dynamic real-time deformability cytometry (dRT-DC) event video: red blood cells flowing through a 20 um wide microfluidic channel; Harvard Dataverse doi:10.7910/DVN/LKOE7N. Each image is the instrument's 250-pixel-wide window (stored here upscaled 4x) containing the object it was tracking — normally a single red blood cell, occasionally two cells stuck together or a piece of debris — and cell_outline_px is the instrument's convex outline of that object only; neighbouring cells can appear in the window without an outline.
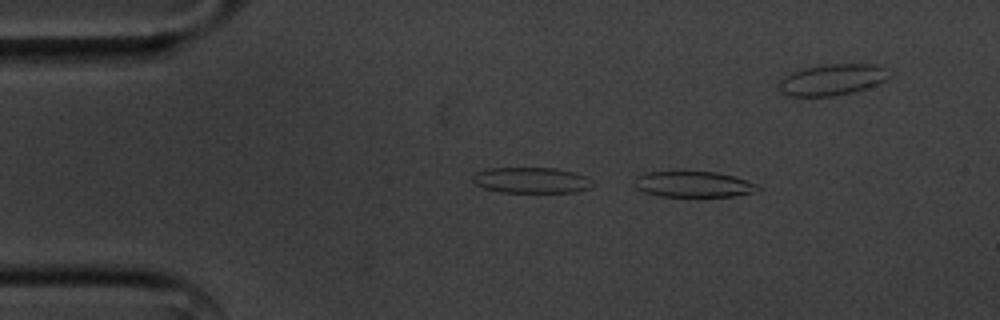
{"species": "common noctule bat (a hibernating species)", "species_latin": "Nyctalus noctula", "temperature_condition": "cold", "stored_images_in_passage": 37, "segment_of_instrument_passage": [1, 2], "camera_frame_rate_fps": 3000, "um_per_image_px": 0.085, "animal": {"sex": "male", "body_mass_g": 20.1, "forearm_length_mm": 53.5}, "frame": {"image": 1, "passage_image": 1, "time_ms": 0.0, "image_size_px": [1000, 320], "cell_outline_px": [[764, 188], [760, 192], [736, 196], [660, 196], [644, 192], [636, 188], [632, 184], [636, 176], [644, 172], [716, 172], [732, 176], [756, 184]], "centroid_in_image_um": [58.96, 15.67], "position_along_channel_um": 26.0, "area_um2": 18.73}}
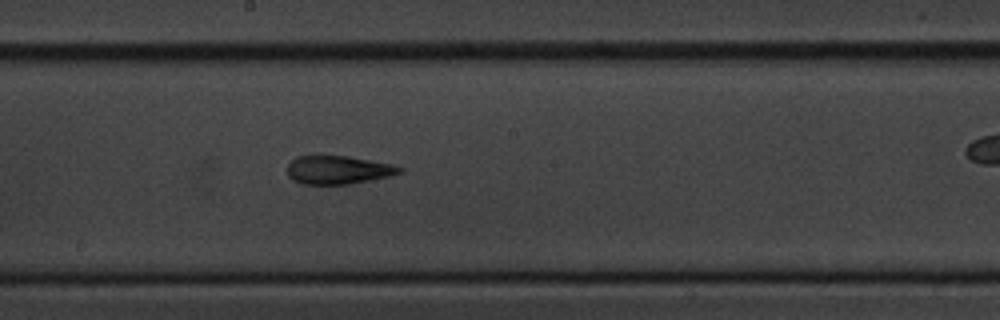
{"frame": {"image": 2, "passage_image": 22, "time_ms": 7.0, "image_size_px": [1000, 320], "cell_outline_px": [[404, 172], [388, 176], [348, 184], [304, 184], [292, 180], [288, 176], [288, 164], [296, 156], [316, 152], [324, 152], [348, 156], [392, 164], [404, 168]], "centroid_in_image_um": [28.67, 14.38], "position_along_channel_um": 219.5, "area_um2": 19.31}}
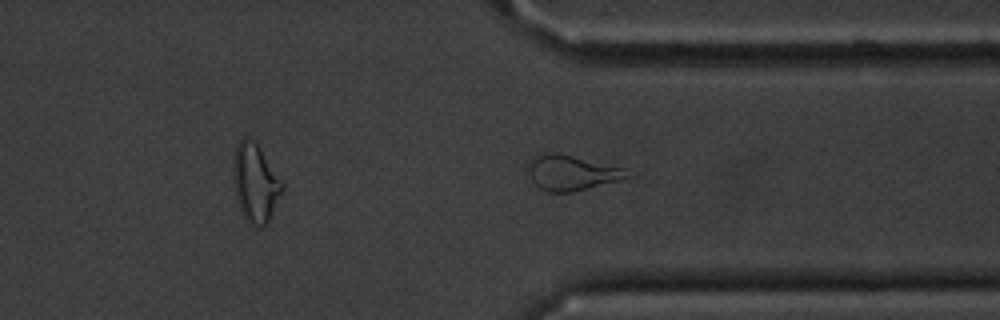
{"frame": {"image": 3, "passage_image": 34, "time_ms": 11.0, "image_size_px": [1000, 320], "cell_outline_px": [[636, 176], [576, 192], [548, 192], [540, 188], [532, 180], [524, 168], [528, 160], [536, 152], [556, 152], [624, 168]], "centroid_in_image_um": [48.55, 14.67], "position_along_channel_um": 362.9, "area_um2": 21.04}}